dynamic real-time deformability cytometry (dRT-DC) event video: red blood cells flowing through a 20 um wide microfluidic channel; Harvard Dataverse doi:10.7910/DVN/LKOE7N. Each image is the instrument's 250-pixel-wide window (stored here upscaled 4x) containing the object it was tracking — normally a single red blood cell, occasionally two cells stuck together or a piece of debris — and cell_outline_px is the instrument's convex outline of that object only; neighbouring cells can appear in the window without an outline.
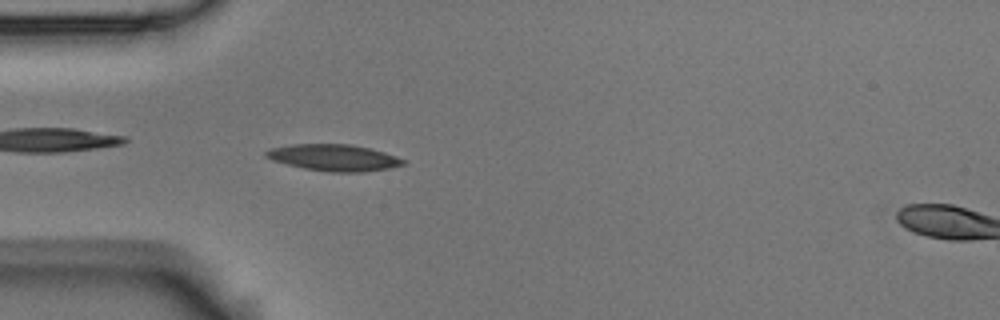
{"species": "Egyptian fruit bat (a non-hibernating species)", "species_latin": "Rousettus aegyptiacus", "temperature_condition": "room temperature", "stored_images_in_passage": 5, "segment_of_instrument_passage": [1, 2], "camera_frame_rate_fps": 3000, "um_per_image_px": 0.085, "animal": {"sex": "male"}, "frame": {"image": 1, "passage_image": 4, "time_ms": 1.0, "image_size_px": [1000, 320], "cell_outline_px": [[408, 160], [404, 164], [388, 168], [364, 172], [328, 172], [304, 168], [272, 160], [264, 156], [264, 152], [272, 148], [292, 144], [352, 144], [372, 148]], "centroid_in_image_um": [28.41, 13.39], "position_along_channel_um": 56.6, "area_um2": 21.27}}